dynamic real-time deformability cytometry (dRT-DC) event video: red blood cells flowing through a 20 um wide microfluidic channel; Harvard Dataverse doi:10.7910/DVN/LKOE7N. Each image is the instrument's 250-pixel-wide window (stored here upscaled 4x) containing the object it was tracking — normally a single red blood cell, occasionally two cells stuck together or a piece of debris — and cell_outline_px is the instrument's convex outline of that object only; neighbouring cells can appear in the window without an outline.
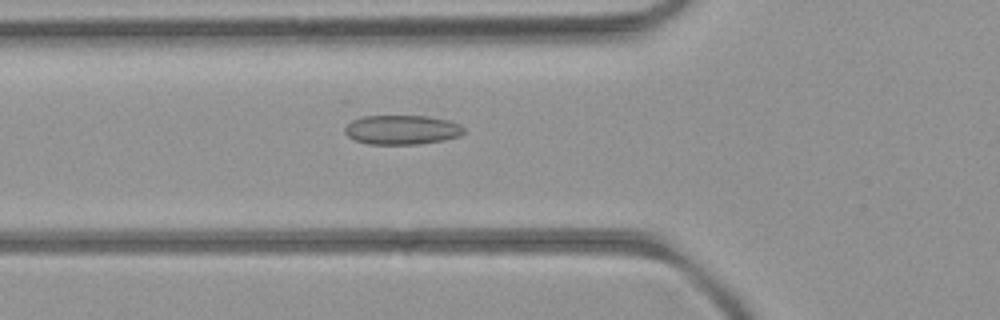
{"species": "common noctule bat (a hibernating species)", "species_latin": "Nyctalus noctula", "temperature_condition": "room temperature", "stored_images_in_passage": 52, "camera_frame_rate_fps": 3000, "um_per_image_px": 0.085, "animal": {"sex": "female", "body_mass_g": 21.9}, "frame": {"image": 1, "passage_image": 18, "time_ms": 5.667, "image_size_px": [1000, 320], "cell_outline_px": [[464, 132], [460, 136], [444, 140], [416, 144], [368, 144], [356, 140], [348, 136], [344, 132], [344, 128], [352, 120], [364, 116], [428, 116], [448, 120], [460, 124], [464, 128]], "centroid_in_image_um": [34.17, 11.03], "position_along_channel_um": 91.6, "area_um2": 20.35}}
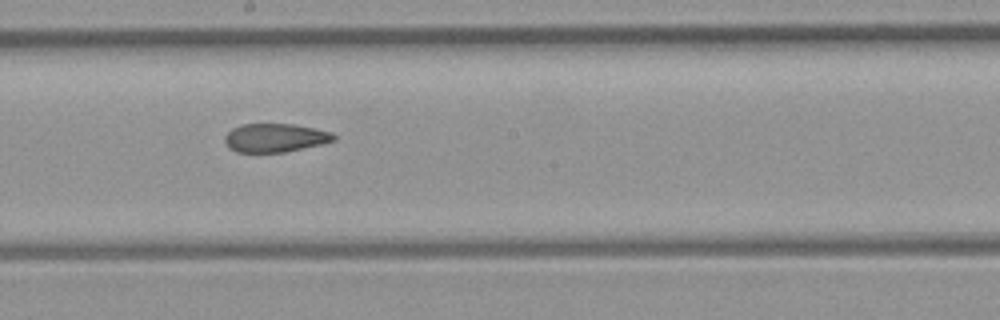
{"frame": {"image": 2, "passage_image": 28, "time_ms": 9.0, "image_size_px": [1000, 320], "cell_outline_px": [[336, 140], [320, 144], [284, 152], [236, 152], [228, 148], [224, 140], [224, 136], [232, 128], [240, 124], [292, 124], [332, 132], [336, 136]], "centroid_in_image_um": [23.34, 11.71], "position_along_channel_um": 224.9, "area_um2": 18.09}}
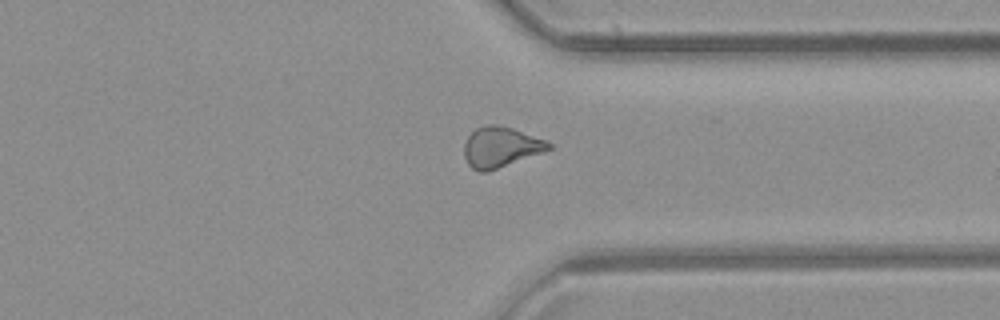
{"frame": {"image": 3, "passage_image": 39, "time_ms": 12.667, "image_size_px": [1000, 320], "cell_outline_px": [[552, 148], [544, 152], [488, 172], [480, 172], [472, 168], [468, 164], [464, 156], [464, 144], [468, 136], [476, 128], [488, 124], [496, 124], [512, 128], [548, 140], [552, 144]], "centroid_in_image_um": [42.58, 12.5], "position_along_channel_um": 368.8, "area_um2": 20.11}, "authors_computed_cell_mechanics": {"area_um2": 20.1144, "velocity_mm_per_s": 3.9762, "shape_relaxation_time_tau1_ms": null, "shape_relaxation_time_tau2_ms": 5.7379, "deformation_change_tau1": null, "deformation_change_tau2": 0.1356}}